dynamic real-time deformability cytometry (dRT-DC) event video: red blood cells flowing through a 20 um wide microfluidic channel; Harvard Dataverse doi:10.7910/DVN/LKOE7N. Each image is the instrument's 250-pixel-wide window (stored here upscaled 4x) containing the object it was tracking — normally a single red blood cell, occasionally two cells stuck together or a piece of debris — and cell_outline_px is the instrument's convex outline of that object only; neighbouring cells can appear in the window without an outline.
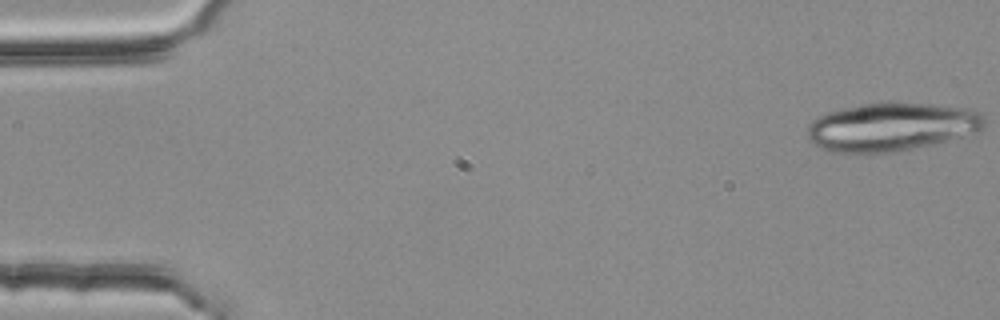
{"species": "common noctule bat (a hibernating species)", "species_latin": "Nyctalus noctula", "temperature_condition": "room temperature", "stored_images_in_passage": 6, "camera_frame_rate_fps": 3000, "um_per_image_px": 0.085, "animal": {"sex": "female", "body_mass_g": 25.1}, "frame": {"image": 1, "passage_image": 1, "time_ms": 0.0, "image_size_px": [1000, 320], "cell_outline_px": [[984, 128], [980, 132], [932, 144], [888, 152], [832, 152], [820, 148], [812, 144], [808, 140], [808, 124], [812, 120], [824, 112], [864, 104], [928, 104], [968, 108], [980, 112], [984, 116]], "centroid_in_image_um": [75.76, 10.79], "position_along_channel_um": 9.2, "area_um2": 49.36}}